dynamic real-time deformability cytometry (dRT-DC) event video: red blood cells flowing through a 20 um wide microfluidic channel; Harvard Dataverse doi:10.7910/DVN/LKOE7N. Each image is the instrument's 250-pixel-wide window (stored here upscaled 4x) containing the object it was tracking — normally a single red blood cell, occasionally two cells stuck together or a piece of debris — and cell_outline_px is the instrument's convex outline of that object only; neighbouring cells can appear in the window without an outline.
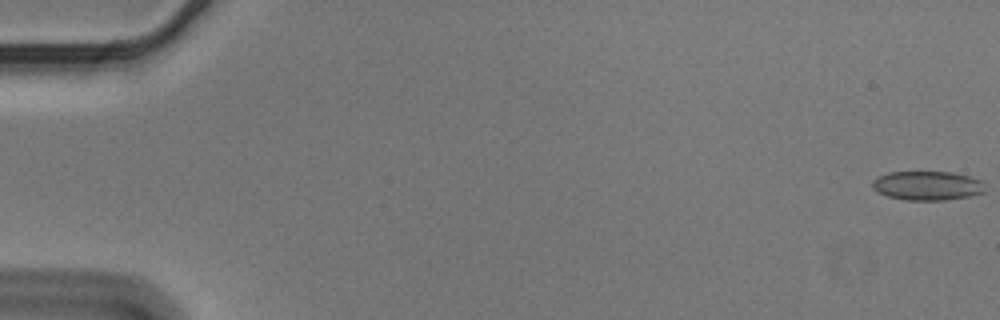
{"species": "Egyptian fruit bat (a non-hibernating species)", "species_latin": "Rousettus aegyptiacus", "temperature_condition": "cold", "stored_images_in_passage": 57, "camera_frame_rate_fps": 3000, "um_per_image_px": 0.085, "animal": {"sex": "male"}, "frame": {"image": 1, "passage_image": 1, "time_ms": 0.0, "image_size_px": [1000, 320], "cell_outline_px": [[984, 192], [972, 196], [944, 200], [908, 200], [888, 196], [876, 192], [872, 188], [872, 180], [888, 172], [952, 172], [984, 180]], "centroid_in_image_um": [78.84, 15.78], "position_along_channel_um": 6.2, "area_um2": 19.25}}
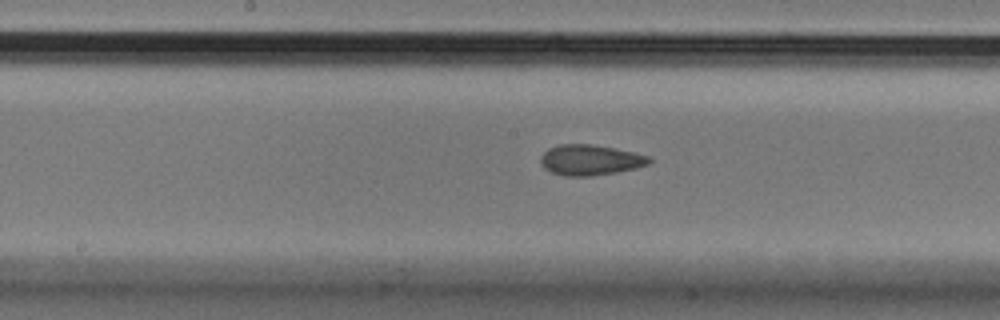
{"frame": {"image": 2, "passage_image": 30, "time_ms": 9.667, "image_size_px": [1000, 320], "cell_outline_px": [[652, 160], [648, 164], [636, 168], [616, 172], [592, 176], [564, 176], [552, 172], [544, 168], [540, 164], [540, 156], [548, 148], [560, 144], [592, 144], [652, 156]], "centroid_in_image_um": [50.15, 13.6], "position_along_channel_um": 198.0, "area_um2": 19.36}}
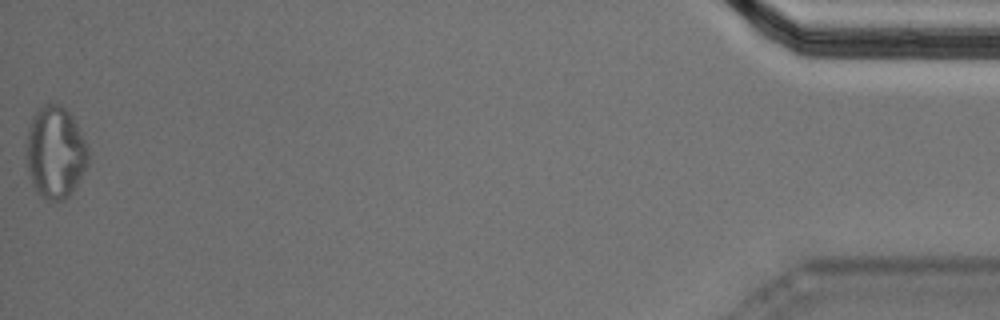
{"frame": {"image": 3, "passage_image": 57, "time_ms": 18.667, "image_size_px": [1000, 320], "cell_outline_px": [[88, 164], [80, 180], [72, 192], [64, 200], [48, 200], [36, 192], [32, 184], [24, 156], [24, 152], [28, 132], [32, 116], [36, 108], [44, 104], [60, 104], [72, 116], [88, 144]], "centroid_in_image_um": [4.68, 12.94], "position_along_channel_um": 430.5, "area_um2": 33.76}, "authors_computed_cell_mechanics": {"area_um2": 19.363, "velocity_mm_per_s": 3.582, "shape_relaxation_time_tau1_ms": null, "shape_relaxation_time_tau2_ms": 2.9035, "deformation_change_tau1": null, "deformation_change_tau2": 0.0779}}